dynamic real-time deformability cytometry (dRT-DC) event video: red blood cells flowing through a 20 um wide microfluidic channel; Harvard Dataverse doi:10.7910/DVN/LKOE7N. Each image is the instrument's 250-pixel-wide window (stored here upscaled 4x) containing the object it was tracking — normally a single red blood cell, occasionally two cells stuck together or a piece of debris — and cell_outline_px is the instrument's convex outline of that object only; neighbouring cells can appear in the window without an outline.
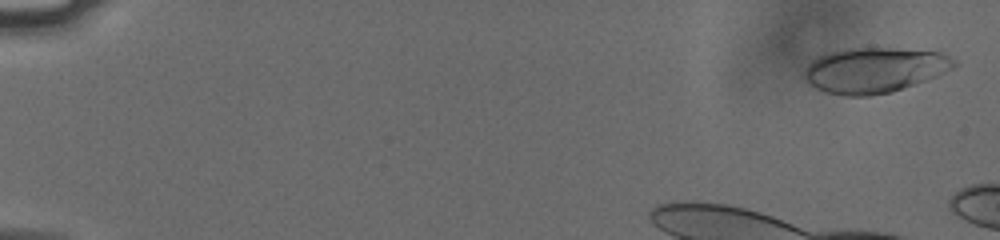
{"species": "human", "species_latin": "Homo sapiens", "temperature_condition": "cold", "stored_images_in_passage": 42, "camera_frame_rate_fps": 3000, "um_per_image_px": 0.085, "donor": {"sex": "male"}, "frame": {"image": 1, "passage_image": 2, "time_ms": 0.333, "image_size_px": [1000, 240], "cell_outline_px": [[960, 64], [936, 76], [892, 92], [868, 96], [844, 96], [824, 92], [808, 84], [804, 80], [804, 72], [808, 64], [812, 60], [820, 56], [844, 48], [896, 48], [940, 52], [956, 60]], "centroid_in_image_um": [74.31, 5.96], "position_along_channel_um": 10.7, "area_um2": 39.59}}
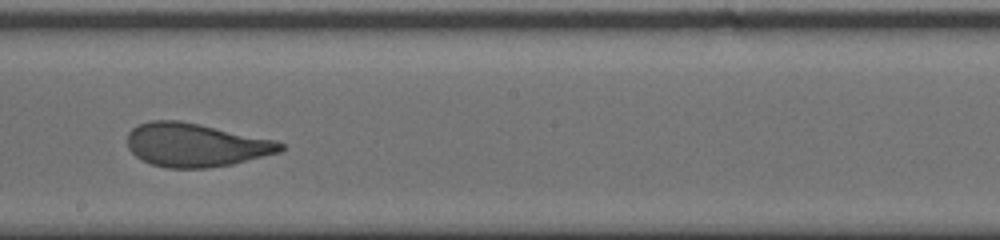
{"frame": {"image": 2, "passage_image": 28, "time_ms": 9.0, "image_size_px": [1000, 240], "cell_outline_px": [[284, 148], [280, 152], [232, 164], [208, 168], [168, 168], [152, 164], [140, 160], [128, 148], [128, 132], [132, 128], [140, 124], [152, 120], [180, 120], [200, 124], [276, 140], [284, 144]], "centroid_in_image_um": [16.62, 12.32], "position_along_channel_um": 231.6, "area_um2": 38.84}}
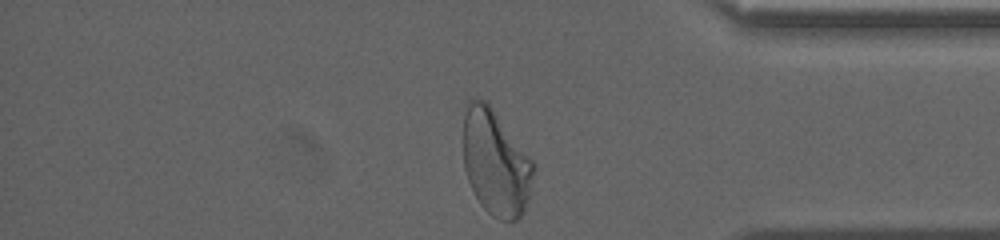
{"frame": {"image": 3, "passage_image": 42, "time_ms": 13.667, "image_size_px": [1000, 240], "cell_outline_px": [[536, 168], [528, 200], [524, 212], [516, 220], [500, 220], [492, 216], [480, 204], [468, 180], [464, 168], [464, 116], [468, 96], [476, 96], [488, 100], [536, 164]], "centroid_in_image_um": [42.14, 13.76], "position_along_channel_um": 393.1, "area_um2": 44.1}, "authors_computed_cell_mechanics": {"area_um2": 39.5352, "velocity_mm_per_s": 3.7786, "shape_relaxation_time_tau1_ms": 7.5487, "shape_relaxation_time_tau2_ms": 0.919, "deformation_change_tau1": 0.2377, "deformation_change_tau2": 0.0824}}